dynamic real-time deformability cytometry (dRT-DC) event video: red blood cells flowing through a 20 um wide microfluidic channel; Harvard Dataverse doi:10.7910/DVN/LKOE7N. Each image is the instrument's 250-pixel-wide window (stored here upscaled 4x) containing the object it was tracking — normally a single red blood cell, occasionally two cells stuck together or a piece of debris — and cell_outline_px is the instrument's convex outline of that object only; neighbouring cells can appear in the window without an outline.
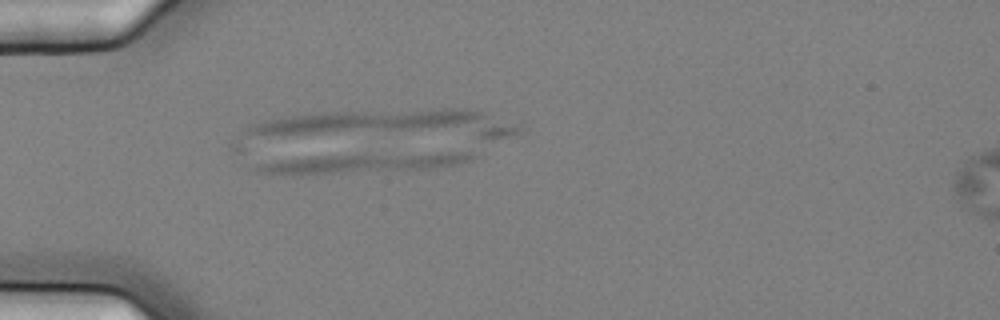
{"species": "common noctule bat (a hibernating species)", "species_latin": "Nyctalus noctula", "temperature_condition": "cold", "stored_images_in_passage": 6, "camera_frame_rate_fps": 3000, "um_per_image_px": 0.085, "animal": {"sex": "female", "body_mass_g": 25.1}, "frame": {"image": 1, "passage_image": 5, "time_ms": 1.333, "image_size_px": [1000, 320], "cell_outline_px": [[476, 156], [472, 160], [456, 164], [428, 168], [300, 176], [292, 176], [256, 172], [248, 168], [260, 164], [280, 160], [316, 156], [440, 152], [472, 152]], "centroid_in_image_um": [30.71, 13.88], "position_along_channel_um": 54.3, "area_um2": 24.74}}